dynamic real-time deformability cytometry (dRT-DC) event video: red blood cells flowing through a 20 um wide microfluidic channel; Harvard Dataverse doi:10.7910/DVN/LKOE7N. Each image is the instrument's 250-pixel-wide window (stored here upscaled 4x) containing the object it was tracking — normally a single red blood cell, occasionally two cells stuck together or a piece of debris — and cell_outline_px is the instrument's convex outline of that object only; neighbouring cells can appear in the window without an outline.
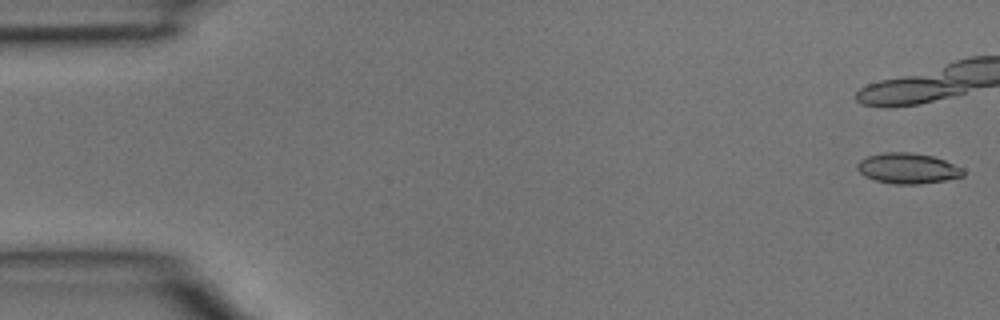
{"species": "common noctule bat (a hibernating species)", "species_latin": "Nyctalus noctula", "temperature_condition": "room temperature", "stored_images_in_passage": 19, "camera_frame_rate_fps": 3000, "um_per_image_px": 0.085, "animal": {"sex": "male", "body_mass_g": 15.6}, "frame": {"image": 1, "passage_image": 1, "time_ms": 0.0, "image_size_px": [1000, 320], "cell_outline_px": [[964, 176], [944, 180], [916, 184], [892, 184], [876, 180], [864, 176], [856, 168], [856, 164], [860, 160], [868, 156], [884, 152], [912, 152], [932, 156], [944, 160], [964, 168]], "centroid_in_image_um": [77.15, 14.3], "position_along_channel_um": 7.8, "area_um2": 18.84}}